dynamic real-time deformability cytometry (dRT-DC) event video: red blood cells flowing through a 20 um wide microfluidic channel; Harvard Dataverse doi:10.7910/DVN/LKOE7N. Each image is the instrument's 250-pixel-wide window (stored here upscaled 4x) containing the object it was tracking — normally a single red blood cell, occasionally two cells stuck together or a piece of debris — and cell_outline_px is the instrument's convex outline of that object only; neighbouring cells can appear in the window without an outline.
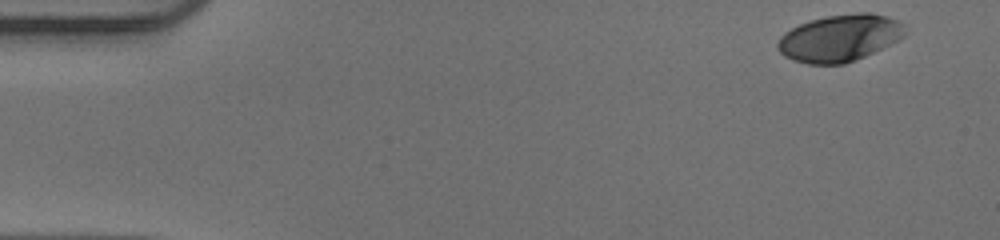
{"species": "human", "species_latin": "Homo sapiens", "temperature_condition": "warm", "stored_images_in_passage": 50, "camera_frame_rate_fps": 3000, "um_per_image_px": 0.085, "donor": {"sex": "male"}, "frame": {"image": 1, "passage_image": 1, "time_ms": 0.0, "image_size_px": [1000, 240], "cell_outline_px": [[904, 36], [856, 60], [844, 64], [808, 64], [784, 56], [776, 48], [776, 44], [780, 36], [784, 32], [800, 24], [812, 20], [828, 16], [860, 12], [868, 12], [888, 16], [904, 24]], "centroid_in_image_um": [71.34, 3.23], "position_along_channel_um": 13.7, "area_um2": 34.45}}
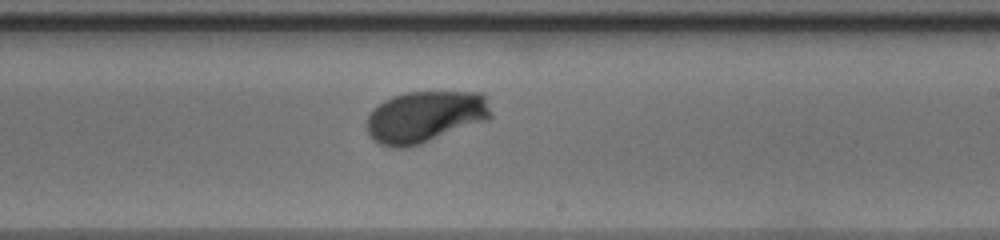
{"frame": {"image": 2, "passage_image": 29, "time_ms": 9.333, "image_size_px": [1000, 240], "cell_outline_px": [[492, 116], [488, 120], [420, 144], [408, 148], [392, 148], [380, 144], [372, 140], [368, 132], [368, 116], [372, 108], [384, 100], [392, 96], [408, 92], [484, 92], [492, 112]], "centroid_in_image_um": [36.14, 9.92], "position_along_channel_um": 252.9, "area_um2": 37.63}}
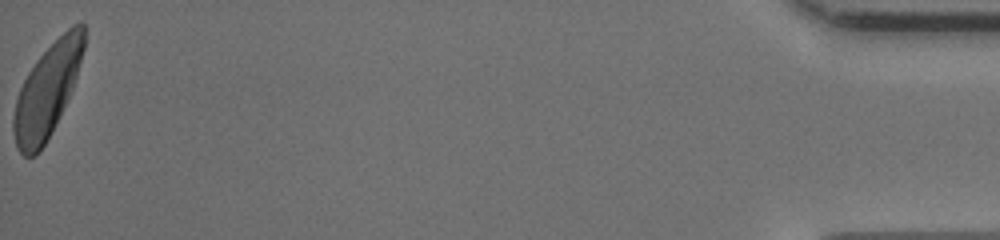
{"frame": {"image": 3, "passage_image": 50, "time_ms": 16.333, "image_size_px": [1000, 240], "cell_outline_px": [[88, 28], [84, 48], [76, 76], [72, 88], [44, 144], [36, 156], [24, 156], [16, 148], [12, 132], [12, 116], [16, 100], [20, 88], [28, 72], [36, 60], [72, 24], [80, 20]], "centroid_in_image_um": [4.0, 7.65], "position_along_channel_um": 431.2, "area_um2": 37.69}, "authors_computed_cell_mechanics": {"area_um2": 36.6163, "velocity_mm_per_s": 3.9435, "shape_relaxation_time_tau1_ms": 2.5928, "shape_relaxation_time_tau2_ms": null, "deformation_change_tau1": 0.1533, "deformation_change_tau2": null}}